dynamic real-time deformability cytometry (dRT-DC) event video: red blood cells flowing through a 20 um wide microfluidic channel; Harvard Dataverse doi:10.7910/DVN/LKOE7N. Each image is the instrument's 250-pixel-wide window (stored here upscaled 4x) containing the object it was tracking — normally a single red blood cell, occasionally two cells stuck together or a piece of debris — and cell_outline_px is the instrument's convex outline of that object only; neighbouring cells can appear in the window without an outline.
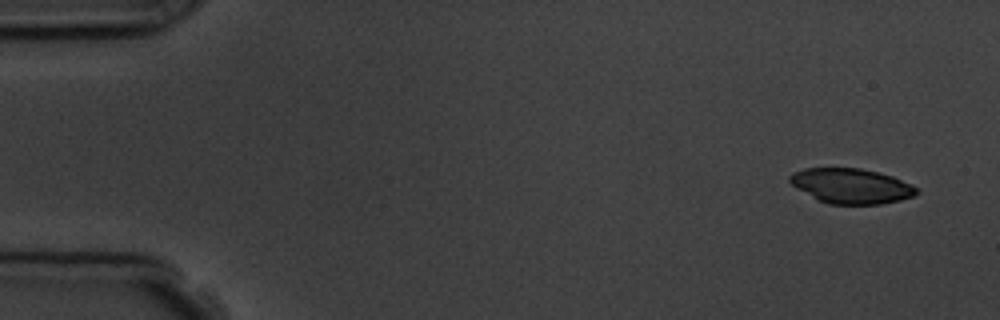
{"species": "common noctule bat (a hibernating species)", "species_latin": "Nyctalus noctula", "temperature_condition": "room temperature", "stored_images_in_passage": 4, "camera_frame_rate_fps": 3000, "um_per_image_px": 0.085, "animal": {"sex": "male", "body_mass_g": 19.5, "forearm_length_mm": 54.6}, "frame": {"image": 1, "passage_image": 1, "time_ms": 0.0, "image_size_px": [1000, 320], "cell_outline_px": [[920, 192], [912, 196], [900, 200], [880, 204], [828, 204], [796, 188], [788, 180], [788, 176], [792, 172], [804, 168], [860, 168], [892, 176], [912, 184]], "centroid_in_image_um": [72.34, 15.8], "position_along_channel_um": 12.7, "area_um2": 25.78}}
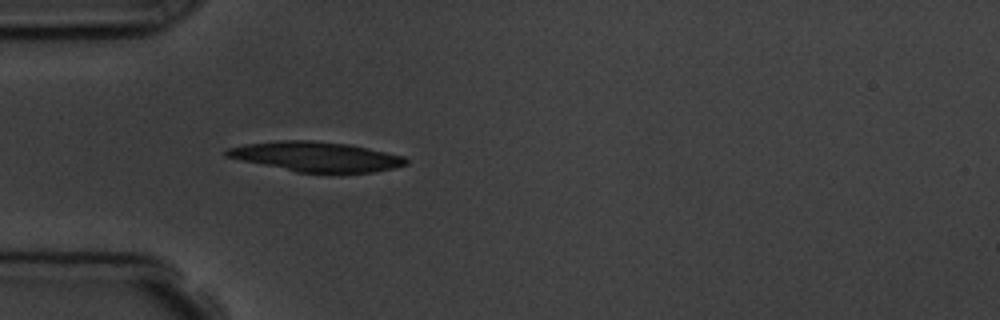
{"frame": {"image": 2, "passage_image": 4, "time_ms": 4.333, "image_size_px": [1000, 320], "cell_outline_px": [[408, 164], [392, 168], [372, 172], [296, 172], [240, 160], [224, 156], [224, 152], [228, 148], [244, 144], [280, 140], [312, 140], [352, 144], [404, 156], [408, 160]], "centroid_in_image_um": [26.85, 13.3], "position_along_channel_um": 58.1, "area_um2": 31.15}}